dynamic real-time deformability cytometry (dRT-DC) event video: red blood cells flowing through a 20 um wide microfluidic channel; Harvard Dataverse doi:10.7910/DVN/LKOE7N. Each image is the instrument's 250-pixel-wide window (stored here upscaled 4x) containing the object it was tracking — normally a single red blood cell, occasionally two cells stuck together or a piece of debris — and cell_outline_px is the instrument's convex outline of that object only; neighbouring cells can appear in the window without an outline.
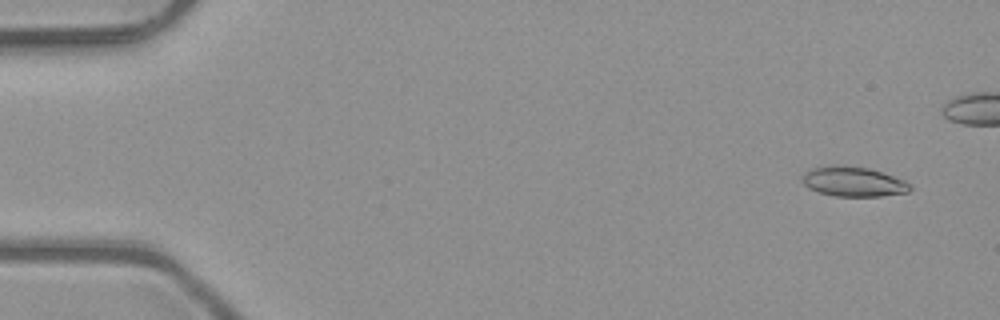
{"species": "common noctule bat (a hibernating species)", "species_latin": "Nyctalus noctula", "temperature_condition": "room temperature", "stored_images_in_passage": 6, "camera_frame_rate_fps": 3000, "um_per_image_px": 0.085, "animal": {"sex": "male", "body_mass_g": 23.1, "forearm_length_mm": 52.7}, "frame": {"image": 1, "passage_image": 1, "time_ms": 0.0, "image_size_px": [1000, 320], "cell_outline_px": [[912, 188], [908, 192], [880, 196], [836, 196], [820, 192], [808, 188], [804, 184], [800, 176], [804, 172], [812, 168], [832, 164], [868, 168], [904, 180]], "centroid_in_image_um": [72.47, 15.43], "position_along_channel_um": 12.5, "area_um2": 18.61}}